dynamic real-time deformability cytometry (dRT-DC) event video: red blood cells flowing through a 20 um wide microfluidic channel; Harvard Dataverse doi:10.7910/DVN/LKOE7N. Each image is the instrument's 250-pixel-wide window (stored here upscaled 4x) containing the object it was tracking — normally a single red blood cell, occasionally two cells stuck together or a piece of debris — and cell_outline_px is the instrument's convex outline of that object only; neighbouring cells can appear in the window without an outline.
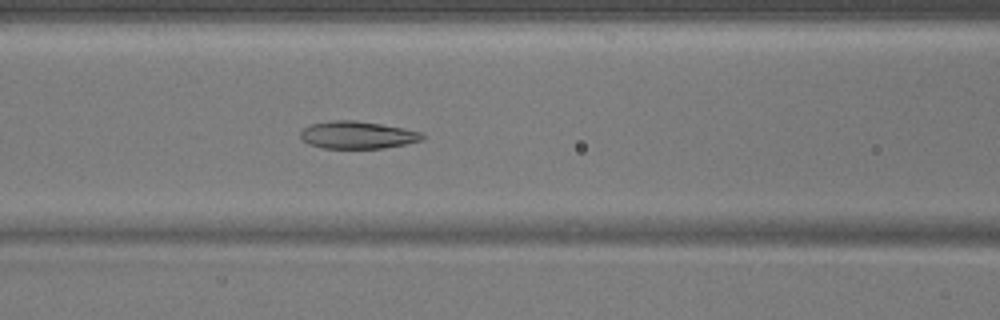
{"species": "common noctule bat (a hibernating species)", "species_latin": "Nyctalus noctula", "temperature_condition": "warm", "stored_images_in_passage": 51, "camera_frame_rate_fps": 3000, "um_per_image_px": 0.085, "animal": {"sex": "male", "body_mass_g": 17.9}, "frame": {"image": 1, "passage_image": 22, "time_ms": 7.0, "image_size_px": [1000, 320], "cell_outline_px": [[424, 140], [384, 148], [324, 148], [308, 144], [300, 140], [300, 132], [304, 128], [312, 124], [332, 120], [356, 120], [404, 128], [420, 132], [424, 136]], "centroid_in_image_um": [30.36, 11.47], "position_along_channel_um": 136.2, "area_um2": 19.48}}
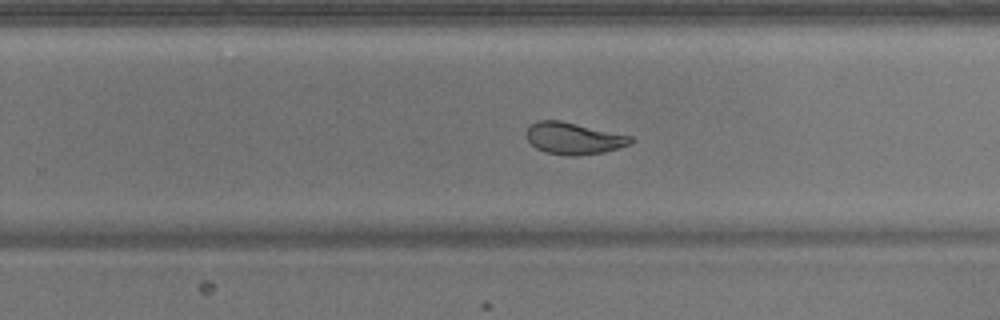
{"frame": {"image": 2, "passage_image": 33, "time_ms": 10.667, "image_size_px": [1000, 320], "cell_outline_px": [[632, 144], [604, 152], [576, 156], [568, 156], [544, 152], [536, 148], [524, 136], [524, 132], [536, 120], [560, 120], [632, 136]], "centroid_in_image_um": [48.73, 11.76], "position_along_channel_um": 281.1, "area_um2": 19.48}}
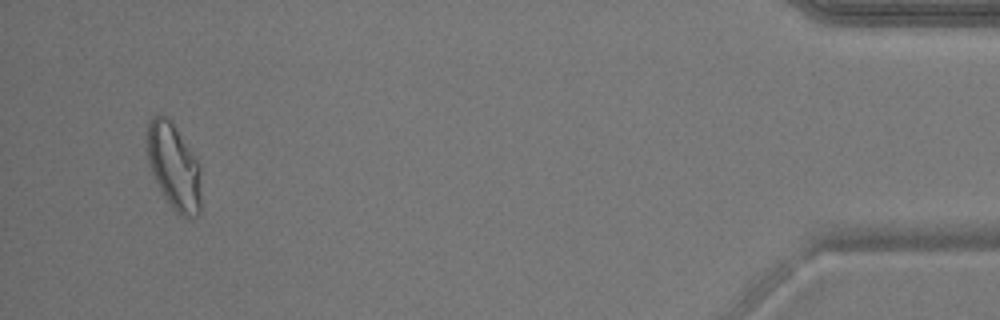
{"frame": {"image": 3, "passage_image": 49, "time_ms": 16.0, "image_size_px": [1000, 320], "cell_outline_px": [[200, 216], [188, 220], [176, 216], [160, 192], [152, 172], [148, 160], [148, 124], [152, 116], [164, 116], [172, 120], [200, 164]], "centroid_in_image_um": [14.81, 14.26], "position_along_channel_um": 420.4, "area_um2": 27.63}}